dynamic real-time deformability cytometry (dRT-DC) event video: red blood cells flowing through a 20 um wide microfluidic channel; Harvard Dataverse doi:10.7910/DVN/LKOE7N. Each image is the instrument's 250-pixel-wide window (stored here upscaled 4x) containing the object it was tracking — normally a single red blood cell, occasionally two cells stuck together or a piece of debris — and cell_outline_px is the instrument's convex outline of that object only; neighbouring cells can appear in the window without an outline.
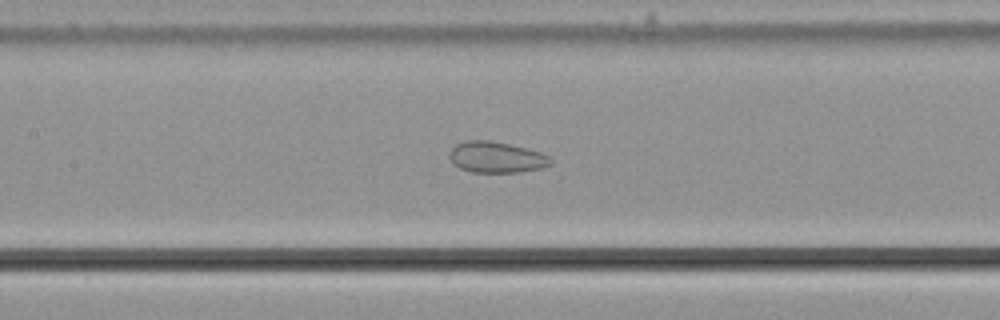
{"species": "common noctule bat (a hibernating species)", "species_latin": "Nyctalus noctula", "temperature_condition": "cold", "stored_images_in_passage": 40, "camera_frame_rate_fps": 3000, "um_per_image_px": 0.085, "animal": {"sex": "male", "body_mass_g": 21.5, "forearm_length_mm": 52.0}, "frame": {"image": 1, "passage_image": 14, "time_ms": 4.333, "image_size_px": [1000, 320], "cell_outline_px": [[552, 164], [540, 168], [520, 172], [472, 172], [460, 168], [452, 164], [448, 156], [452, 148], [456, 144], [464, 140], [492, 140], [528, 148], [540, 152], [548, 156], [552, 160]], "centroid_in_image_um": [42.16, 13.35], "position_along_channel_um": 165.2, "area_um2": 18.5}}
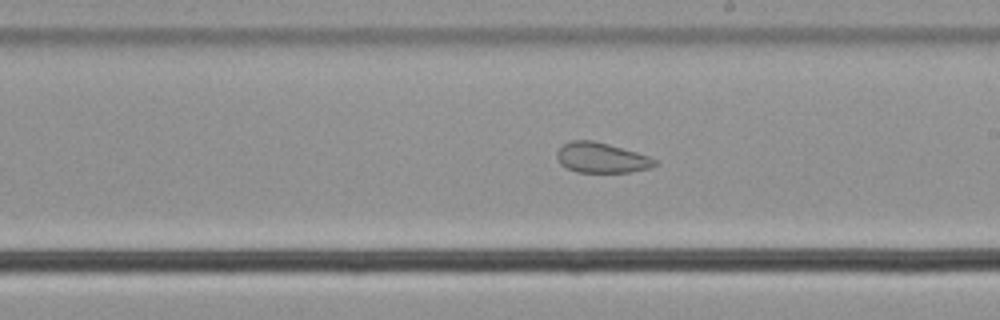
{"frame": {"image": 2, "passage_image": 20, "time_ms": 6.333, "image_size_px": [1000, 320], "cell_outline_px": [[656, 164], [652, 168], [628, 172], [576, 172], [560, 164], [556, 156], [556, 152], [564, 144], [572, 140], [592, 140], [608, 144], [636, 152], [648, 156], [656, 160]], "centroid_in_image_um": [51.11, 13.41], "position_along_channel_um": 237.9, "area_um2": 17.11}}
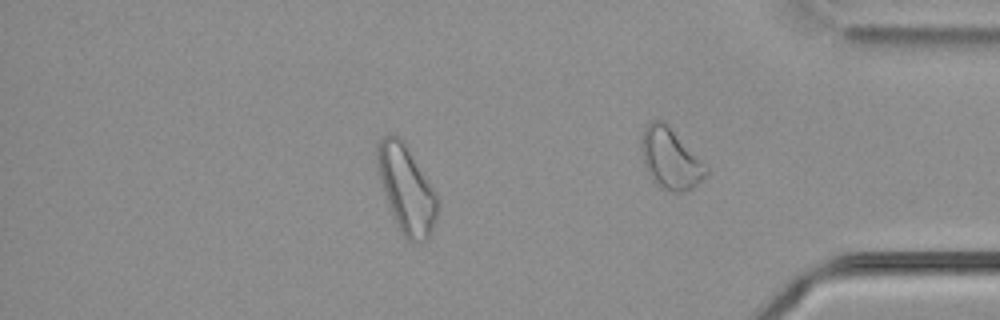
{"frame": {"image": 3, "passage_image": 32, "time_ms": 10.333, "image_size_px": [1000, 320], "cell_outline_px": [[440, 204], [432, 228], [428, 236], [424, 240], [416, 244], [408, 240], [400, 232], [396, 224], [388, 204], [376, 168], [376, 148], [380, 140], [384, 136], [396, 136], [404, 140], [436, 192]], "centroid_in_image_um": [34.54, 16.08], "position_along_channel_um": 400.7, "area_um2": 30.75}, "authors_computed_cell_mechanics": {"area_um2": 19.9988, "velocity_mm_per_s": 3.6443, "shape_relaxation_time_tau1_ms": null, "shape_relaxation_time_tau2_ms": 3.1012, "deformation_change_tau1": null, "deformation_change_tau2": 0.0945}}